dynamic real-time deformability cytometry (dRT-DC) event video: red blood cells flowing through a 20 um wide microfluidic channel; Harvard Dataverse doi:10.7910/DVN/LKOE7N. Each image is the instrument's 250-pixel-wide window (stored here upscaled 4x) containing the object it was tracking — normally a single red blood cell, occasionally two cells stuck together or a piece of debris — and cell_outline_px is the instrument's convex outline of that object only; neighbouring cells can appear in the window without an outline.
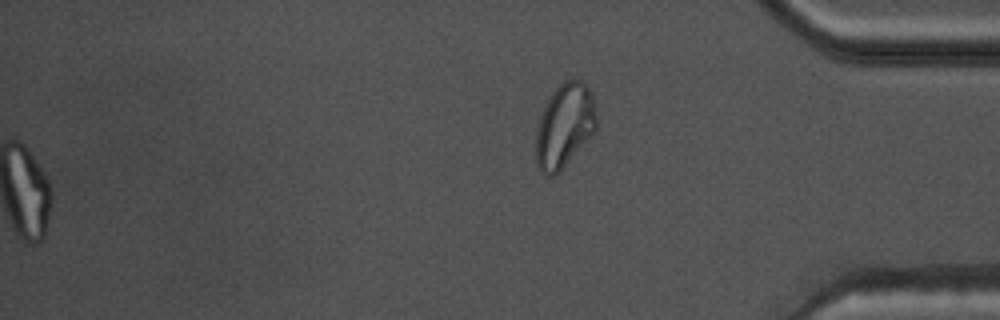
{"species": "common noctule bat (a hibernating species)", "species_latin": "Nyctalus noctula", "temperature_condition": "warm", "stored_images_in_passage": 42, "camera_frame_rate_fps": 3000, "um_per_image_px": 0.085, "animal": {"sex": "male", "body_mass_g": 17.5, "forearm_length_mm": 52.3}, "frame": {"image": 1, "passage_image": 42, "time_ms": 13.667, "image_size_px": [1000, 320], "cell_outline_px": [[596, 128], [556, 176], [544, 176], [540, 172], [536, 164], [536, 132], [540, 116], [552, 92], [564, 80], [584, 80], [588, 84], [592, 92], [596, 104]], "centroid_in_image_um": [47.98, 10.67], "position_along_channel_um": 387.2, "area_um2": 29.71}, "authors_computed_cell_mechanics": {"area_um2": 20.2589, "velocity_mm_per_s": 3.7964, "shape_relaxation_time_tau1_ms": null, "shape_relaxation_time_tau2_ms": 0.9851, "deformation_change_tau1": null, "deformation_change_tau2": 0.0616}}